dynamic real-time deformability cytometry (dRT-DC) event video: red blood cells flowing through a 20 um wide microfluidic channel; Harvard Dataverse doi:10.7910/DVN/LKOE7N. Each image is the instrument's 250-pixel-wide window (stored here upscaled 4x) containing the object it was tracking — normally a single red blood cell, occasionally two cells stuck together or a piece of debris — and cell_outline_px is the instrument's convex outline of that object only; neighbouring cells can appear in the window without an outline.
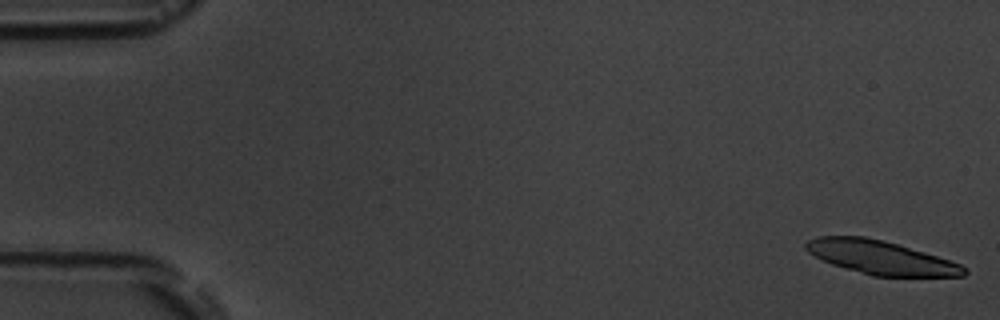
{"species": "common noctule bat (a hibernating species)", "species_latin": "Nyctalus noctula", "temperature_condition": "room temperature", "stored_images_in_passage": 7, "camera_frame_rate_fps": 3000, "um_per_image_px": 0.085, "animal": {"sex": "male", "body_mass_g": 19.5, "forearm_length_mm": 54.6}, "frame": {"image": 1, "passage_image": 1, "time_ms": 0.0, "image_size_px": [1000, 320], "cell_outline_px": [[968, 272], [964, 276], [872, 276], [844, 268], [832, 264], [808, 252], [804, 248], [804, 244], [808, 240], [816, 236], [864, 236], [884, 240], [924, 252], [960, 264], [968, 268]], "centroid_in_image_um": [74.84, 21.88], "position_along_channel_um": 10.2, "area_um2": 30.87}}
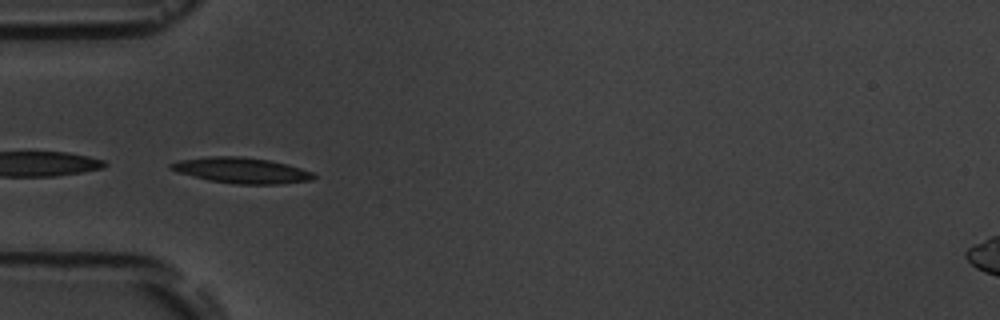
{"frame": {"image": 2, "passage_image": 6, "time_ms": 5.667, "image_size_px": [1000, 320], "cell_outline_px": [[316, 176], [312, 180], [280, 184], [236, 184], [208, 180], [176, 172], [168, 168], [168, 164], [180, 160], [208, 156], [240, 156], [268, 160], [288, 164], [312, 172]], "centroid_in_image_um": [20.5, 14.48], "position_along_channel_um": 64.5, "area_um2": 21.44}}